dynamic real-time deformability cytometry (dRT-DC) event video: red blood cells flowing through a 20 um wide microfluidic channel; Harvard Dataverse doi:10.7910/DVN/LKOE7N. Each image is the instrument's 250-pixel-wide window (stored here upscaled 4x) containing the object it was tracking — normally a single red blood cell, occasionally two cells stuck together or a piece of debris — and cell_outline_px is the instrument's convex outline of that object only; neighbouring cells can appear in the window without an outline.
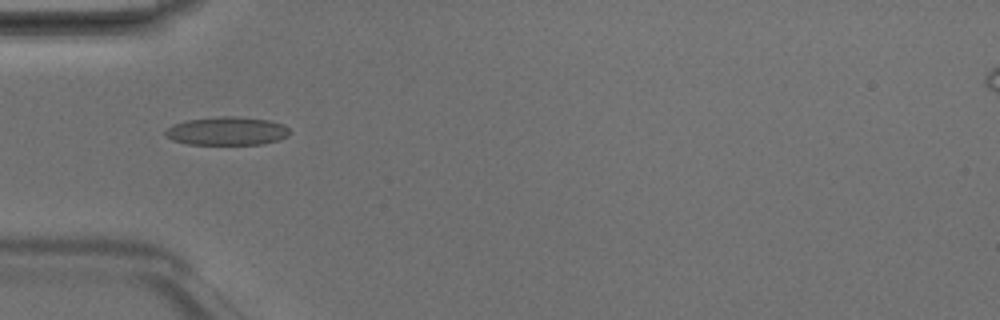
{"species": "Egyptian fruit bat (a non-hibernating species)", "species_latin": "Rousettus aegyptiacus", "temperature_condition": "room temperature", "stored_images_in_passage": 6, "camera_frame_rate_fps": 3000, "um_per_image_px": 0.085, "animal": {"sex": "male"}, "frame": {"image": 1, "passage_image": 4, "time_ms": 1.0, "image_size_px": [1000, 320], "cell_outline_px": [[292, 132], [288, 136], [280, 140], [260, 144], [188, 144], [172, 140], [164, 132], [172, 124], [188, 120], [224, 116], [232, 116], [268, 120], [284, 124]], "centroid_in_image_um": [19.33, 11.14], "position_along_channel_um": 65.7, "area_um2": 20.46}}